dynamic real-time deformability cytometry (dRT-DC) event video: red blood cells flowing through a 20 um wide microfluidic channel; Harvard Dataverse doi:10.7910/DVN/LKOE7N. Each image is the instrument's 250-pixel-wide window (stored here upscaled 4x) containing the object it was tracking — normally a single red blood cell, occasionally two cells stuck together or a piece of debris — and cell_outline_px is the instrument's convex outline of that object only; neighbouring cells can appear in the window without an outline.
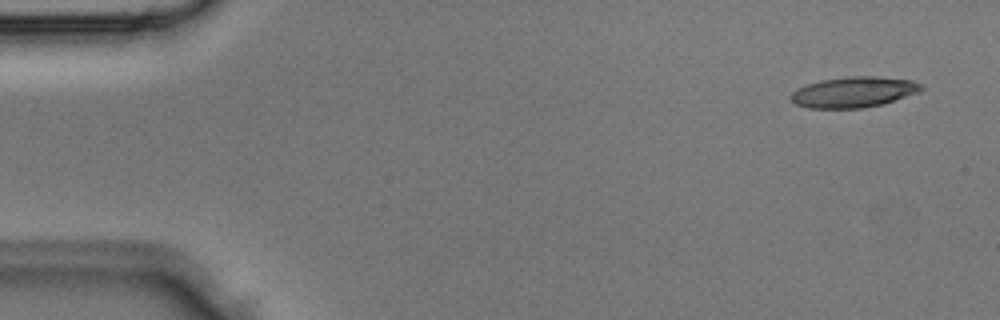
{"species": "Egyptian fruit bat (a non-hibernating species)", "species_latin": "Rousettus aegyptiacus", "temperature_condition": "room temperature", "stored_images_in_passage": 3, "camera_frame_rate_fps": 3000, "um_per_image_px": 0.085, "animal": {"sex": "male"}, "frame": {"image": 1, "passage_image": 1, "time_ms": 0.0, "image_size_px": [1000, 320], "cell_outline_px": [[924, 88], [920, 92], [880, 104], [860, 108], [808, 108], [796, 104], [788, 96], [796, 88], [820, 80], [844, 76], [876, 76], [912, 80], [920, 84]], "centroid_in_image_um": [72.53, 7.81], "position_along_channel_um": 12.5, "area_um2": 23.29}}